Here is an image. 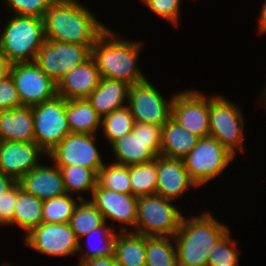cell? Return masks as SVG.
<instances>
[{"label": "cell", "instance_id": "cell-11", "mask_svg": "<svg viewBox=\"0 0 266 266\" xmlns=\"http://www.w3.org/2000/svg\"><path fill=\"white\" fill-rule=\"evenodd\" d=\"M21 105L36 106L57 96V83L34 61L12 63L9 69Z\"/></svg>", "mask_w": 266, "mask_h": 266}, {"label": "cell", "instance_id": "cell-5", "mask_svg": "<svg viewBox=\"0 0 266 266\" xmlns=\"http://www.w3.org/2000/svg\"><path fill=\"white\" fill-rule=\"evenodd\" d=\"M172 202L158 194L138 197L133 232L144 236L174 237L184 214L181 213L182 207Z\"/></svg>", "mask_w": 266, "mask_h": 266}, {"label": "cell", "instance_id": "cell-16", "mask_svg": "<svg viewBox=\"0 0 266 266\" xmlns=\"http://www.w3.org/2000/svg\"><path fill=\"white\" fill-rule=\"evenodd\" d=\"M101 212L105 222H118L120 231H134L137 221L138 197L101 188L96 184L92 196L87 198ZM124 224V226H123ZM126 226V227H125ZM130 227V229L128 228Z\"/></svg>", "mask_w": 266, "mask_h": 266}, {"label": "cell", "instance_id": "cell-6", "mask_svg": "<svg viewBox=\"0 0 266 266\" xmlns=\"http://www.w3.org/2000/svg\"><path fill=\"white\" fill-rule=\"evenodd\" d=\"M245 120L240 105L223 95L209 96V136L216 138L233 154L245 152Z\"/></svg>", "mask_w": 266, "mask_h": 266}, {"label": "cell", "instance_id": "cell-2", "mask_svg": "<svg viewBox=\"0 0 266 266\" xmlns=\"http://www.w3.org/2000/svg\"><path fill=\"white\" fill-rule=\"evenodd\" d=\"M142 47L141 41L120 38L108 27L92 46L91 57L101 78L121 80L131 86L147 79L137 63Z\"/></svg>", "mask_w": 266, "mask_h": 266}, {"label": "cell", "instance_id": "cell-26", "mask_svg": "<svg viewBox=\"0 0 266 266\" xmlns=\"http://www.w3.org/2000/svg\"><path fill=\"white\" fill-rule=\"evenodd\" d=\"M43 200H40L21 189L18 192L17 202L13 214V225H17L27 235L42 221Z\"/></svg>", "mask_w": 266, "mask_h": 266}, {"label": "cell", "instance_id": "cell-15", "mask_svg": "<svg viewBox=\"0 0 266 266\" xmlns=\"http://www.w3.org/2000/svg\"><path fill=\"white\" fill-rule=\"evenodd\" d=\"M171 117L199 138L209 136V96L191 88L175 92Z\"/></svg>", "mask_w": 266, "mask_h": 266}, {"label": "cell", "instance_id": "cell-24", "mask_svg": "<svg viewBox=\"0 0 266 266\" xmlns=\"http://www.w3.org/2000/svg\"><path fill=\"white\" fill-rule=\"evenodd\" d=\"M118 232L115 233L113 251L118 265L146 266V236L133 231Z\"/></svg>", "mask_w": 266, "mask_h": 266}, {"label": "cell", "instance_id": "cell-37", "mask_svg": "<svg viewBox=\"0 0 266 266\" xmlns=\"http://www.w3.org/2000/svg\"><path fill=\"white\" fill-rule=\"evenodd\" d=\"M156 16L178 27L181 0H141Z\"/></svg>", "mask_w": 266, "mask_h": 266}, {"label": "cell", "instance_id": "cell-40", "mask_svg": "<svg viewBox=\"0 0 266 266\" xmlns=\"http://www.w3.org/2000/svg\"><path fill=\"white\" fill-rule=\"evenodd\" d=\"M78 266H119L114 255L80 261Z\"/></svg>", "mask_w": 266, "mask_h": 266}, {"label": "cell", "instance_id": "cell-7", "mask_svg": "<svg viewBox=\"0 0 266 266\" xmlns=\"http://www.w3.org/2000/svg\"><path fill=\"white\" fill-rule=\"evenodd\" d=\"M162 127L134 122L132 132L110 146L119 165H134L153 161L160 155Z\"/></svg>", "mask_w": 266, "mask_h": 266}, {"label": "cell", "instance_id": "cell-39", "mask_svg": "<svg viewBox=\"0 0 266 266\" xmlns=\"http://www.w3.org/2000/svg\"><path fill=\"white\" fill-rule=\"evenodd\" d=\"M22 106L18 91L10 75L0 80V111Z\"/></svg>", "mask_w": 266, "mask_h": 266}, {"label": "cell", "instance_id": "cell-1", "mask_svg": "<svg viewBox=\"0 0 266 266\" xmlns=\"http://www.w3.org/2000/svg\"><path fill=\"white\" fill-rule=\"evenodd\" d=\"M78 0H54L43 16L46 40L87 46L90 50L108 29Z\"/></svg>", "mask_w": 266, "mask_h": 266}, {"label": "cell", "instance_id": "cell-42", "mask_svg": "<svg viewBox=\"0 0 266 266\" xmlns=\"http://www.w3.org/2000/svg\"><path fill=\"white\" fill-rule=\"evenodd\" d=\"M257 30L260 34H266V0H264L259 11Z\"/></svg>", "mask_w": 266, "mask_h": 266}, {"label": "cell", "instance_id": "cell-9", "mask_svg": "<svg viewBox=\"0 0 266 266\" xmlns=\"http://www.w3.org/2000/svg\"><path fill=\"white\" fill-rule=\"evenodd\" d=\"M34 141L46 153L71 133L66 117V99L60 96L33 106Z\"/></svg>", "mask_w": 266, "mask_h": 266}, {"label": "cell", "instance_id": "cell-14", "mask_svg": "<svg viewBox=\"0 0 266 266\" xmlns=\"http://www.w3.org/2000/svg\"><path fill=\"white\" fill-rule=\"evenodd\" d=\"M24 245L43 255L69 257L78 253L79 240L68 223H44L24 236Z\"/></svg>", "mask_w": 266, "mask_h": 266}, {"label": "cell", "instance_id": "cell-3", "mask_svg": "<svg viewBox=\"0 0 266 266\" xmlns=\"http://www.w3.org/2000/svg\"><path fill=\"white\" fill-rule=\"evenodd\" d=\"M182 217L174 235L178 266H207L211 249L230 230L209 211Z\"/></svg>", "mask_w": 266, "mask_h": 266}, {"label": "cell", "instance_id": "cell-38", "mask_svg": "<svg viewBox=\"0 0 266 266\" xmlns=\"http://www.w3.org/2000/svg\"><path fill=\"white\" fill-rule=\"evenodd\" d=\"M21 185L16 182L7 192L0 197V225L13 226V214Z\"/></svg>", "mask_w": 266, "mask_h": 266}, {"label": "cell", "instance_id": "cell-25", "mask_svg": "<svg viewBox=\"0 0 266 266\" xmlns=\"http://www.w3.org/2000/svg\"><path fill=\"white\" fill-rule=\"evenodd\" d=\"M66 117L71 133L97 134L101 116L86 98L66 100Z\"/></svg>", "mask_w": 266, "mask_h": 266}, {"label": "cell", "instance_id": "cell-32", "mask_svg": "<svg viewBox=\"0 0 266 266\" xmlns=\"http://www.w3.org/2000/svg\"><path fill=\"white\" fill-rule=\"evenodd\" d=\"M133 124L134 119L127 105L101 117L103 137L109 145L132 132Z\"/></svg>", "mask_w": 266, "mask_h": 266}, {"label": "cell", "instance_id": "cell-8", "mask_svg": "<svg viewBox=\"0 0 266 266\" xmlns=\"http://www.w3.org/2000/svg\"><path fill=\"white\" fill-rule=\"evenodd\" d=\"M228 148L216 138H199L196 146L182 160L191 180L200 187L218 177L235 160Z\"/></svg>", "mask_w": 266, "mask_h": 266}, {"label": "cell", "instance_id": "cell-22", "mask_svg": "<svg viewBox=\"0 0 266 266\" xmlns=\"http://www.w3.org/2000/svg\"><path fill=\"white\" fill-rule=\"evenodd\" d=\"M130 85L111 78H101L97 88L86 98L103 117L112 111L126 106Z\"/></svg>", "mask_w": 266, "mask_h": 266}, {"label": "cell", "instance_id": "cell-4", "mask_svg": "<svg viewBox=\"0 0 266 266\" xmlns=\"http://www.w3.org/2000/svg\"><path fill=\"white\" fill-rule=\"evenodd\" d=\"M9 18L0 32V52L11 64L35 61L46 40L43 18L14 14Z\"/></svg>", "mask_w": 266, "mask_h": 266}, {"label": "cell", "instance_id": "cell-36", "mask_svg": "<svg viewBox=\"0 0 266 266\" xmlns=\"http://www.w3.org/2000/svg\"><path fill=\"white\" fill-rule=\"evenodd\" d=\"M11 13L20 16H35L43 18L49 5L54 0H3Z\"/></svg>", "mask_w": 266, "mask_h": 266}, {"label": "cell", "instance_id": "cell-30", "mask_svg": "<svg viewBox=\"0 0 266 266\" xmlns=\"http://www.w3.org/2000/svg\"><path fill=\"white\" fill-rule=\"evenodd\" d=\"M104 223L105 219L101 212L87 199L78 203L68 222L78 240Z\"/></svg>", "mask_w": 266, "mask_h": 266}, {"label": "cell", "instance_id": "cell-35", "mask_svg": "<svg viewBox=\"0 0 266 266\" xmlns=\"http://www.w3.org/2000/svg\"><path fill=\"white\" fill-rule=\"evenodd\" d=\"M230 230L210 250L207 266H239L240 251Z\"/></svg>", "mask_w": 266, "mask_h": 266}, {"label": "cell", "instance_id": "cell-18", "mask_svg": "<svg viewBox=\"0 0 266 266\" xmlns=\"http://www.w3.org/2000/svg\"><path fill=\"white\" fill-rule=\"evenodd\" d=\"M190 188H198L191 180L183 160L157 156L156 194L170 200H177Z\"/></svg>", "mask_w": 266, "mask_h": 266}, {"label": "cell", "instance_id": "cell-19", "mask_svg": "<svg viewBox=\"0 0 266 266\" xmlns=\"http://www.w3.org/2000/svg\"><path fill=\"white\" fill-rule=\"evenodd\" d=\"M100 80L96 62L90 57L57 82V96L66 100L87 98L97 88Z\"/></svg>", "mask_w": 266, "mask_h": 266}, {"label": "cell", "instance_id": "cell-31", "mask_svg": "<svg viewBox=\"0 0 266 266\" xmlns=\"http://www.w3.org/2000/svg\"><path fill=\"white\" fill-rule=\"evenodd\" d=\"M132 194L137 197L154 195L157 189V157L153 161L129 165Z\"/></svg>", "mask_w": 266, "mask_h": 266}, {"label": "cell", "instance_id": "cell-43", "mask_svg": "<svg viewBox=\"0 0 266 266\" xmlns=\"http://www.w3.org/2000/svg\"><path fill=\"white\" fill-rule=\"evenodd\" d=\"M10 65L8 59L0 52V80L9 75Z\"/></svg>", "mask_w": 266, "mask_h": 266}, {"label": "cell", "instance_id": "cell-29", "mask_svg": "<svg viewBox=\"0 0 266 266\" xmlns=\"http://www.w3.org/2000/svg\"><path fill=\"white\" fill-rule=\"evenodd\" d=\"M146 266H178L174 237L146 236Z\"/></svg>", "mask_w": 266, "mask_h": 266}, {"label": "cell", "instance_id": "cell-33", "mask_svg": "<svg viewBox=\"0 0 266 266\" xmlns=\"http://www.w3.org/2000/svg\"><path fill=\"white\" fill-rule=\"evenodd\" d=\"M80 198L63 194L51 199L43 200L42 221L44 223H68Z\"/></svg>", "mask_w": 266, "mask_h": 266}, {"label": "cell", "instance_id": "cell-27", "mask_svg": "<svg viewBox=\"0 0 266 266\" xmlns=\"http://www.w3.org/2000/svg\"><path fill=\"white\" fill-rule=\"evenodd\" d=\"M57 167L61 171L67 194L77 195L81 200H85L81 193H90L92 196L97 184V174L92 169L80 165Z\"/></svg>", "mask_w": 266, "mask_h": 266}, {"label": "cell", "instance_id": "cell-34", "mask_svg": "<svg viewBox=\"0 0 266 266\" xmlns=\"http://www.w3.org/2000/svg\"><path fill=\"white\" fill-rule=\"evenodd\" d=\"M97 184L103 189L132 194L129 166L105 163L97 173Z\"/></svg>", "mask_w": 266, "mask_h": 266}, {"label": "cell", "instance_id": "cell-10", "mask_svg": "<svg viewBox=\"0 0 266 266\" xmlns=\"http://www.w3.org/2000/svg\"><path fill=\"white\" fill-rule=\"evenodd\" d=\"M174 95L167 99L148 80L131 85L128 90L127 106L134 122L163 126L172 115Z\"/></svg>", "mask_w": 266, "mask_h": 266}, {"label": "cell", "instance_id": "cell-17", "mask_svg": "<svg viewBox=\"0 0 266 266\" xmlns=\"http://www.w3.org/2000/svg\"><path fill=\"white\" fill-rule=\"evenodd\" d=\"M47 153L33 142L1 141L0 172L18 182L25 174L42 163Z\"/></svg>", "mask_w": 266, "mask_h": 266}, {"label": "cell", "instance_id": "cell-20", "mask_svg": "<svg viewBox=\"0 0 266 266\" xmlns=\"http://www.w3.org/2000/svg\"><path fill=\"white\" fill-rule=\"evenodd\" d=\"M18 183L21 188L40 200L51 199L66 194L62 174L55 164H40L25 174Z\"/></svg>", "mask_w": 266, "mask_h": 266}, {"label": "cell", "instance_id": "cell-13", "mask_svg": "<svg viewBox=\"0 0 266 266\" xmlns=\"http://www.w3.org/2000/svg\"><path fill=\"white\" fill-rule=\"evenodd\" d=\"M90 57L91 50L85 45L45 40L34 62L57 83Z\"/></svg>", "mask_w": 266, "mask_h": 266}, {"label": "cell", "instance_id": "cell-44", "mask_svg": "<svg viewBox=\"0 0 266 266\" xmlns=\"http://www.w3.org/2000/svg\"><path fill=\"white\" fill-rule=\"evenodd\" d=\"M258 97H259V100L261 101L259 103L260 104L262 103L263 106H266V84H265V88L261 91V95L260 96L258 95Z\"/></svg>", "mask_w": 266, "mask_h": 266}, {"label": "cell", "instance_id": "cell-12", "mask_svg": "<svg viewBox=\"0 0 266 266\" xmlns=\"http://www.w3.org/2000/svg\"><path fill=\"white\" fill-rule=\"evenodd\" d=\"M96 137V134L70 133L47 156L56 166L80 165L97 174L105 162L96 146Z\"/></svg>", "mask_w": 266, "mask_h": 266}, {"label": "cell", "instance_id": "cell-28", "mask_svg": "<svg viewBox=\"0 0 266 266\" xmlns=\"http://www.w3.org/2000/svg\"><path fill=\"white\" fill-rule=\"evenodd\" d=\"M116 232L117 231H115V228H113L112 225L108 226L107 223L105 222L101 227L95 228L88 234L82 236L81 239L79 240V246H78V253L80 252L79 255L81 256L79 257L81 259L80 261L88 260L91 258L107 257L113 255ZM92 237L94 239L96 237L98 238L97 242L99 241V245L95 246L96 243L95 244L90 243L91 241H89V238L92 239ZM84 238H86L88 242L89 247L87 249H85L82 246L84 244L81 243V240Z\"/></svg>", "mask_w": 266, "mask_h": 266}, {"label": "cell", "instance_id": "cell-21", "mask_svg": "<svg viewBox=\"0 0 266 266\" xmlns=\"http://www.w3.org/2000/svg\"><path fill=\"white\" fill-rule=\"evenodd\" d=\"M1 141L33 142L34 118L30 106H19L10 110L0 111Z\"/></svg>", "mask_w": 266, "mask_h": 266}, {"label": "cell", "instance_id": "cell-23", "mask_svg": "<svg viewBox=\"0 0 266 266\" xmlns=\"http://www.w3.org/2000/svg\"><path fill=\"white\" fill-rule=\"evenodd\" d=\"M160 155L183 159L196 146L199 137L183 128L172 117L162 126Z\"/></svg>", "mask_w": 266, "mask_h": 266}, {"label": "cell", "instance_id": "cell-41", "mask_svg": "<svg viewBox=\"0 0 266 266\" xmlns=\"http://www.w3.org/2000/svg\"><path fill=\"white\" fill-rule=\"evenodd\" d=\"M16 183L11 177L0 172V197Z\"/></svg>", "mask_w": 266, "mask_h": 266}, {"label": "cell", "instance_id": "cell-45", "mask_svg": "<svg viewBox=\"0 0 266 266\" xmlns=\"http://www.w3.org/2000/svg\"><path fill=\"white\" fill-rule=\"evenodd\" d=\"M2 266H12V265L9 263H4V264H2Z\"/></svg>", "mask_w": 266, "mask_h": 266}]
</instances>
